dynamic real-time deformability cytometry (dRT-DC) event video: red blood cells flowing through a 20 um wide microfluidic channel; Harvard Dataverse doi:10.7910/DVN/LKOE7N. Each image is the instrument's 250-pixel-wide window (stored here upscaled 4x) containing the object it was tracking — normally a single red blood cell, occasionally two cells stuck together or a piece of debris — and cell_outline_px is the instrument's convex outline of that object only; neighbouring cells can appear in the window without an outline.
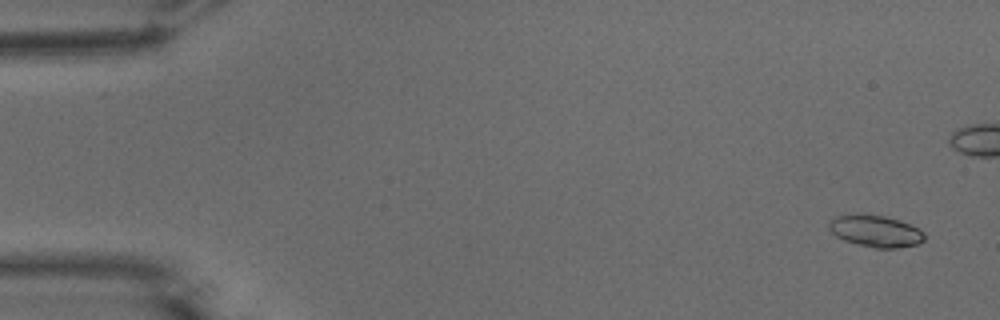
{"species": "common noctule bat (a hibernating species)", "species_latin": "Nyctalus noctula", "temperature_condition": "warm", "stored_images_in_passage": 53, "camera_frame_rate_fps": 3000, "um_per_image_px": 0.085, "animal": {"sex": "male", "body_mass_g": 15.6}, "frame": {"image": 1, "passage_image": 1, "time_ms": 0.0, "image_size_px": [1000, 320], "cell_outline_px": [[924, 240], [920, 244], [896, 248], [876, 248], [844, 240], [836, 236], [828, 228], [828, 220], [836, 216], [864, 212], [884, 216], [920, 228], [924, 232]], "centroid_in_image_um": [74.4, 19.62], "position_along_channel_um": 10.6, "area_um2": 17.86}}
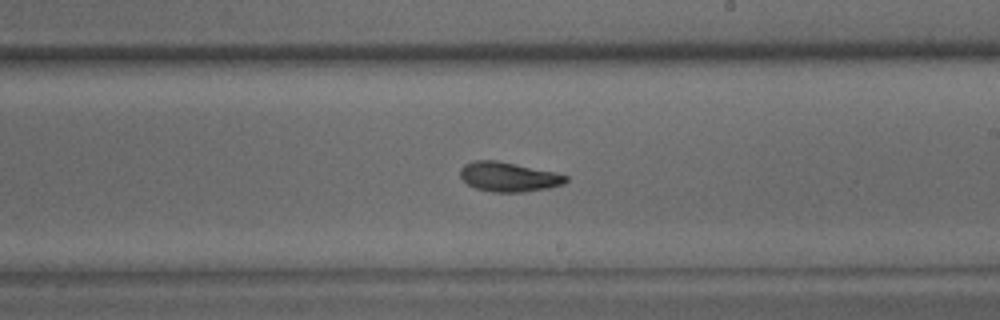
{"frame": {"image": 2, "passage_image": 30, "time_ms": 9.667, "image_size_px": [1000, 320], "cell_outline_px": [[568, 180], [564, 184], [548, 188], [524, 192], [492, 192], [476, 188], [468, 184], [460, 176], [460, 168], [464, 164], [476, 160], [496, 160], [556, 172], [568, 176]], "centroid_in_image_um": [43.24, 15.03], "position_along_channel_um": 245.8, "area_um2": 18.21}}
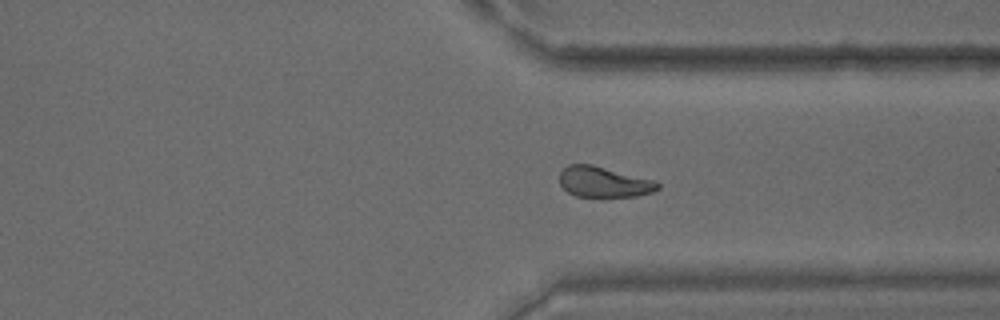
{"frame": {"image": 3, "passage_image": 39, "time_ms": 12.667, "image_size_px": [1000, 320], "cell_outline_px": [[660, 188], [652, 192], [636, 196], [576, 196], [568, 192], [560, 184], [560, 172], [568, 164], [592, 164], [652, 180], [660, 184]], "centroid_in_image_um": [51.3, 15.46], "position_along_channel_um": 360.1, "area_um2": 17.22}, "authors_computed_cell_mechanics": {"area_um2": 18.0914, "velocity_mm_per_s": 3.8099, "shape_relaxation_time_tau1_ms": 5.8433, "shape_relaxation_time_tau2_ms": 5.1702, "deformation_change_tau1": 0.1837, "deformation_change_tau2": 0.1306}}